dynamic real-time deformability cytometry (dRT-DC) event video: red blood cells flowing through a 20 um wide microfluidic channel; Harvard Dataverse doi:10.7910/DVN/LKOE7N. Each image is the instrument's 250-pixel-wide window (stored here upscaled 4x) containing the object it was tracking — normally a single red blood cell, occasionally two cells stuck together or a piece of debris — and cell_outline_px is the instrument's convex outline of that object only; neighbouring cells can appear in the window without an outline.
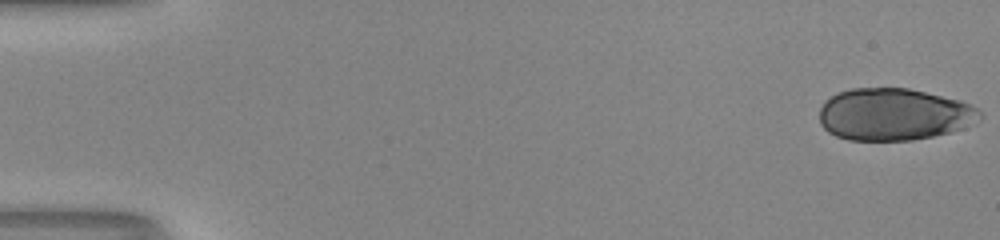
{"species": "human", "species_latin": "Homo sapiens", "temperature_condition": "room temperature", "stored_images_in_passage": 51, "camera_frame_rate_fps": 3000, "um_per_image_px": 0.085, "donor": {"sex": "male"}, "frame": {"image": 1, "passage_image": 1, "time_ms": 0.0, "image_size_px": [1000, 240], "cell_outline_px": [[984, 116], [980, 120], [964, 128], [932, 136], [912, 140], [848, 140], [836, 136], [828, 132], [820, 124], [820, 108], [824, 100], [836, 92], [852, 88], [908, 88], [960, 100], [972, 104]], "centroid_in_image_um": [75.97, 9.71], "position_along_channel_um": 9.0, "area_um2": 49.01}, "authors_computed_cell_mechanics": {"area_um2": 49.0144, "velocity_mm_per_s": 4.1509, "shape_relaxation_time_tau1_ms": 6.0154, "shape_relaxation_time_tau2_ms": 0.9962, "deformation_change_tau1": 0.2429, "deformation_change_tau2": 0.0688}}